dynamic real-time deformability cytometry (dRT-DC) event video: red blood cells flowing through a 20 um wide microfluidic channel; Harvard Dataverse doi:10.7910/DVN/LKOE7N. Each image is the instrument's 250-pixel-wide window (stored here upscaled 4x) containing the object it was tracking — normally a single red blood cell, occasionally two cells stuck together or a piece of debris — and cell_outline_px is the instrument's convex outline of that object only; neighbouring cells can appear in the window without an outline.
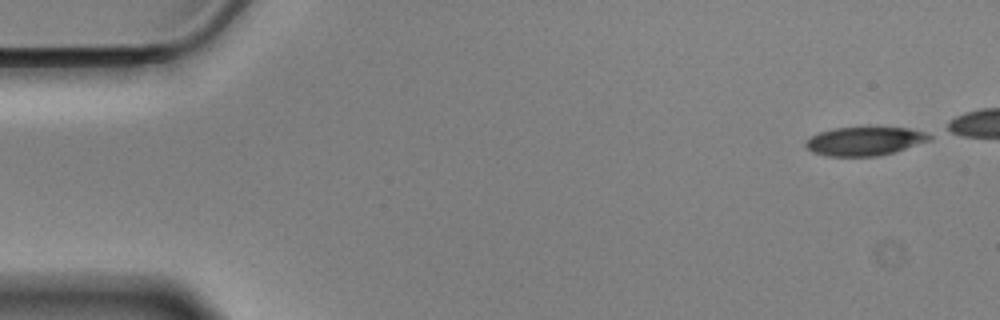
{"species": "Egyptian fruit bat (a non-hibernating species)", "species_latin": "Rousettus aegyptiacus", "temperature_condition": "cold", "stored_images_in_passage": 45, "camera_frame_rate_fps": 3000, "um_per_image_px": 0.085, "animal": {"sex": "male"}, "frame": {"image": 1, "passage_image": 1, "time_ms": 0.0, "image_size_px": [1000, 320], "cell_outline_px": [[932, 136], [928, 140], [892, 152], [876, 156], [828, 156], [812, 152], [804, 144], [812, 136], [820, 132], [832, 128], [908, 128], [924, 132]], "centroid_in_image_um": [73.44, 12.0], "position_along_channel_um": 11.6, "area_um2": 20.06}}
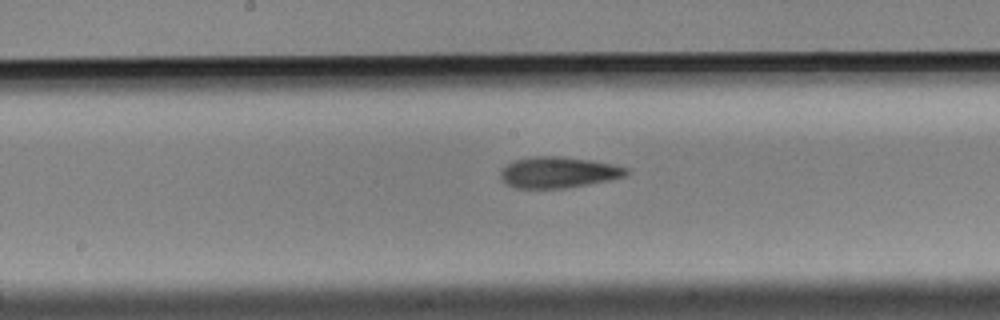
{"frame": {"image": 2, "passage_image": 27, "time_ms": 8.667, "image_size_px": [1000, 320], "cell_outline_px": [[632, 172], [628, 176], [588, 184], [564, 188], [516, 188], [504, 184], [500, 180], [500, 172], [508, 164], [516, 160], [536, 156], [556, 156], [592, 160], [612, 164], [628, 168]], "centroid_in_image_um": [47.48, 14.66], "position_along_channel_um": 200.7, "area_um2": 22.83}}
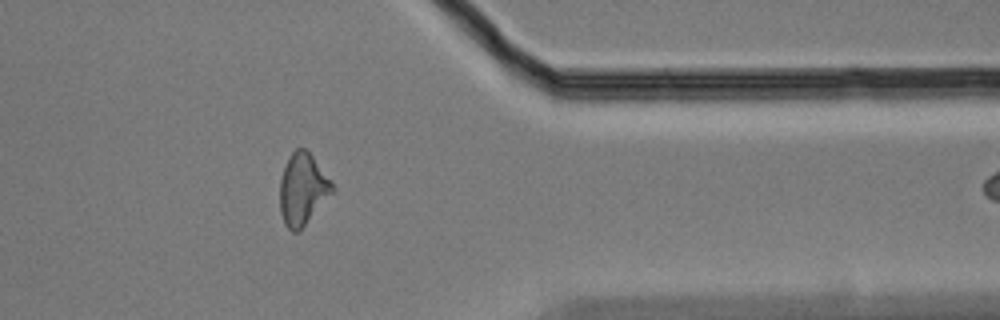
{"frame": {"image": 3, "passage_image": 44, "time_ms": 14.333, "image_size_px": [1000, 320], "cell_outline_px": [[336, 192], [296, 232], [292, 232], [284, 224], [280, 212], [280, 180], [284, 168], [292, 152], [296, 148], [304, 148], [312, 156], [336, 188]], "centroid_in_image_um": [25.74, 16.1], "position_along_channel_um": 385.7, "area_um2": 21.68}}